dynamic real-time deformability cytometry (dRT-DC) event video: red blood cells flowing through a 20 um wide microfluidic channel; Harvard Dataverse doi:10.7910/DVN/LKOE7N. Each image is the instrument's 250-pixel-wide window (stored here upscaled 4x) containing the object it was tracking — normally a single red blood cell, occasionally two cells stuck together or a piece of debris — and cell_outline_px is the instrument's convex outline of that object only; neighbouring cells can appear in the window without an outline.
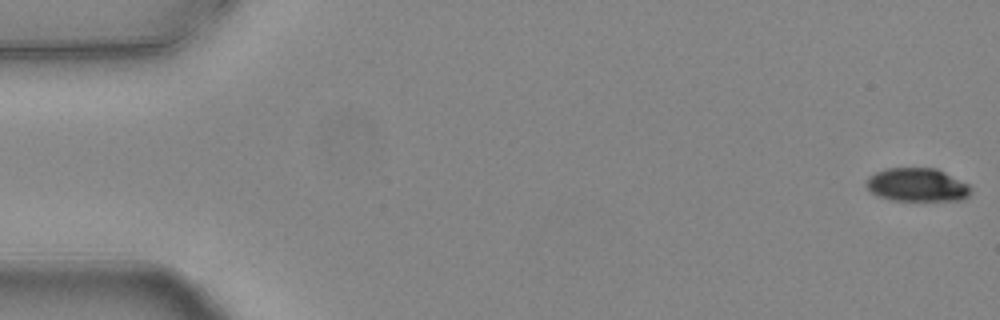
{"species": "common noctule bat (a hibernating species)", "species_latin": "Nyctalus noctula", "temperature_condition": "warm", "stored_images_in_passage": 15, "camera_frame_rate_fps": 3000, "um_per_image_px": 0.085, "animal": {"sex": "female", "body_mass_g": 24.6, "forearm_length_mm": 56.2}, "frame": {"image": 1, "passage_image": 1, "time_ms": 0.0, "image_size_px": [1000, 320], "cell_outline_px": [[972, 188], [968, 196], [964, 200], [892, 200], [876, 196], [864, 184], [868, 176], [884, 168], [936, 168], [968, 184]], "centroid_in_image_um": [77.93, 15.71], "position_along_channel_um": 7.1, "area_um2": 20.4}}
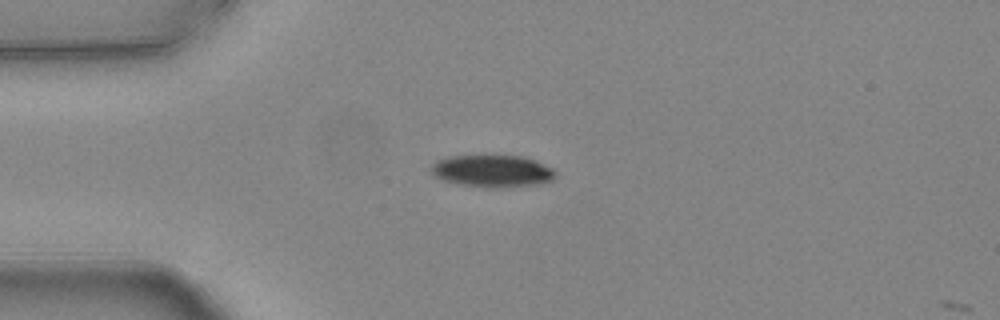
{"frame": {"image": 2, "passage_image": 14, "time_ms": 4.333, "image_size_px": [1000, 320], "cell_outline_px": [[556, 176], [552, 180], [540, 184], [504, 188], [492, 188], [460, 184], [444, 180], [432, 176], [432, 164], [436, 160], [448, 156], [524, 156], [536, 160], [552, 168], [556, 172]], "centroid_in_image_um": [41.88, 14.54], "position_along_channel_um": 43.1, "area_um2": 23.47}}